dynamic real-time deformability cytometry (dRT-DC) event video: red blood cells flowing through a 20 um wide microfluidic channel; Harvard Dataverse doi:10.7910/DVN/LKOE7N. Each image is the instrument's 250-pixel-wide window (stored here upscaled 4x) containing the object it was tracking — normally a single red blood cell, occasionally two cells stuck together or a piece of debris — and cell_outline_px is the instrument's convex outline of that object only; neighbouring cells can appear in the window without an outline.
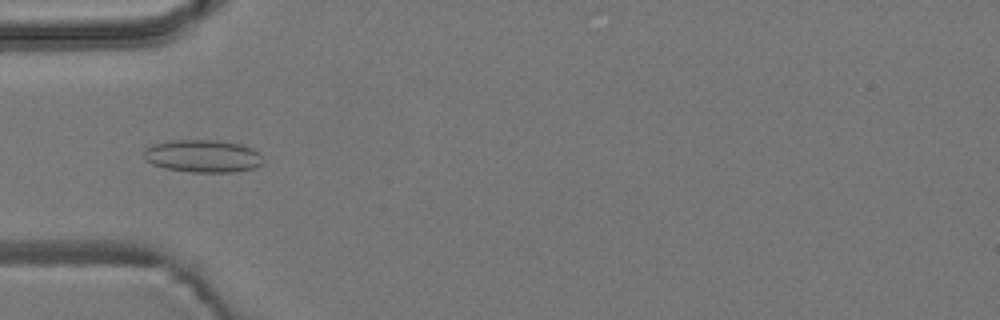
{"species": "common noctule bat (a hibernating species)", "species_latin": "Nyctalus noctula", "temperature_condition": "room temperature", "stored_images_in_passage": 5, "camera_frame_rate_fps": 3000, "um_per_image_px": 0.085, "animal": {"sex": "male", "body_mass_g": 19.2, "forearm_length_mm": 51.8}, "frame": {"image": 1, "passage_image": 3, "time_ms": 0.667, "image_size_px": [1000, 320], "cell_outline_px": [[264, 160], [256, 168], [236, 172], [192, 172], [164, 168], [152, 164], [144, 160], [144, 148], [152, 144], [168, 140], [220, 140], [240, 144], [252, 148]], "centroid_in_image_um": [17.2, 13.26], "position_along_channel_um": 67.8, "area_um2": 22.89}}
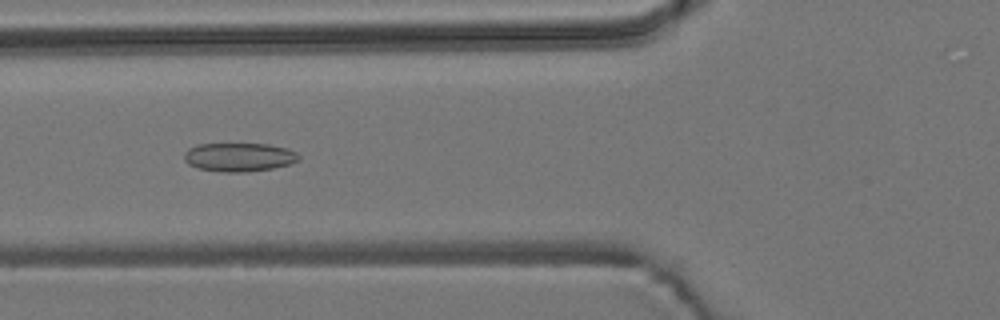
{"frame": {"image": 2, "passage_image": 4, "time_ms": 1.0, "image_size_px": [1000, 320], "cell_outline_px": [[300, 160], [288, 164], [272, 168], [248, 172], [220, 172], [200, 168], [188, 164], [184, 160], [184, 152], [188, 148], [196, 144], [268, 144], [288, 148], [296, 152], [300, 156]], "centroid_in_image_um": [20.32, 13.35], "position_along_channel_um": 105.5, "area_um2": 19.25}}
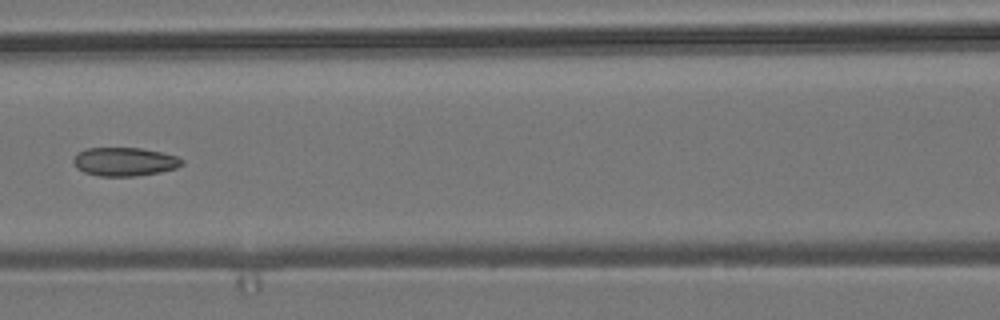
{"frame": {"image": 3, "passage_image": 5, "time_ms": 1.333, "image_size_px": [1000, 320], "cell_outline_px": [[184, 164], [176, 168], [160, 172], [136, 176], [100, 176], [84, 172], [76, 168], [72, 160], [84, 148], [140, 148], [160, 152], [176, 156], [184, 160]], "centroid_in_image_um": [10.59, 13.75], "position_along_channel_um": 156.0, "area_um2": 18.03}}